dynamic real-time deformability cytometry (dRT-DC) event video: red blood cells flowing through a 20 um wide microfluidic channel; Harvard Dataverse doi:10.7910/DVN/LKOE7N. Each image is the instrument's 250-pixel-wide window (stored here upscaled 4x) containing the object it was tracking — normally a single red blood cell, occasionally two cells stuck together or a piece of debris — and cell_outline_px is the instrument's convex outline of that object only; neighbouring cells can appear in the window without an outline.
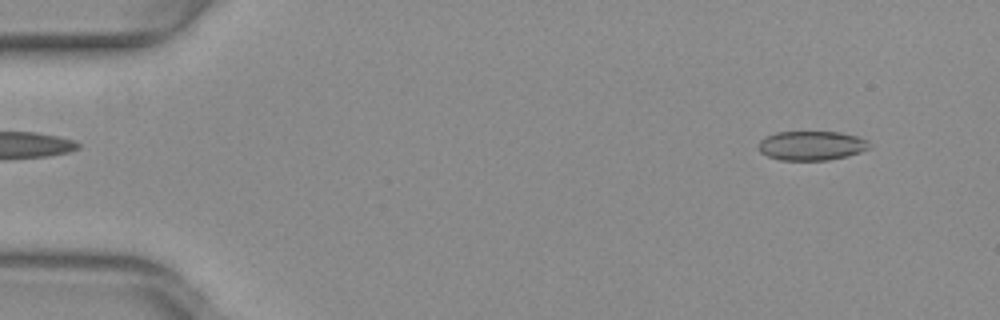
{"species": "common noctule bat (a hibernating species)", "species_latin": "Nyctalus noctula", "temperature_condition": "warm", "stored_images_in_passage": 51, "camera_frame_rate_fps": 3000, "um_per_image_px": 0.085, "animal": {"sex": "female", "body_mass_g": 29.2, "forearm_length_mm": 56.3}, "frame": {"image": 1, "passage_image": 4, "time_ms": 1.0, "image_size_px": [1000, 320], "cell_outline_px": [[872, 148], [848, 156], [828, 160], [780, 160], [768, 156], [760, 152], [760, 140], [776, 132], [840, 132], [856, 136], [868, 140]], "centroid_in_image_um": [69.03, 12.38], "position_along_channel_um": 16.0, "area_um2": 18.9}}
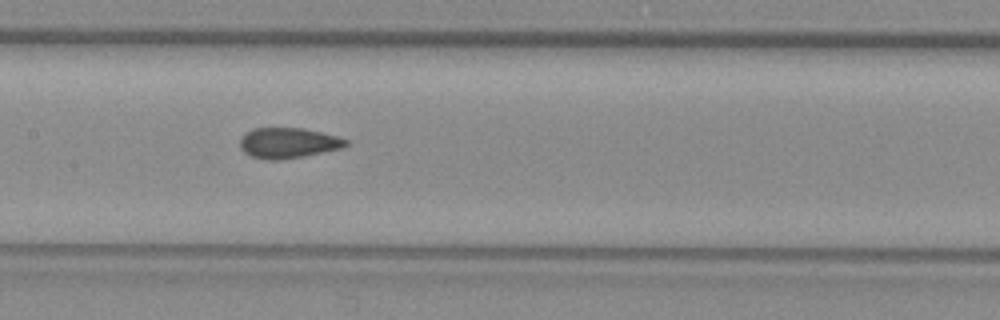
{"frame": {"image": 2, "passage_image": 25, "time_ms": 8.0, "image_size_px": [1000, 320], "cell_outline_px": [[348, 144], [344, 148], [304, 156], [280, 160], [268, 160], [252, 156], [244, 152], [240, 148], [240, 136], [252, 128], [304, 128], [336, 136], [348, 140]], "centroid_in_image_um": [24.48, 12.15], "position_along_channel_um": 182.9, "area_um2": 18.9}}
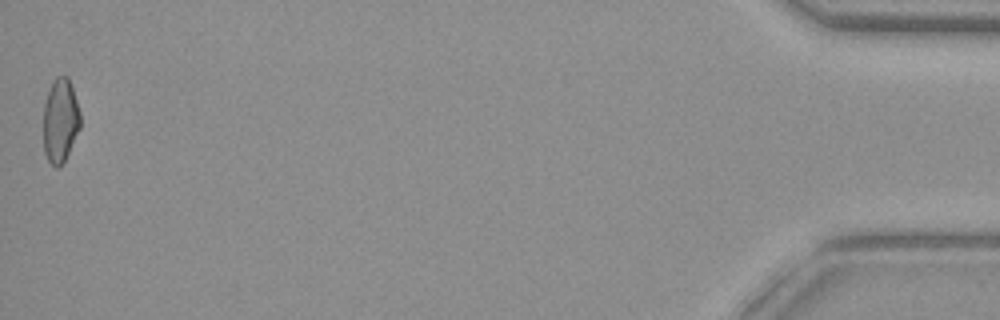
{"frame": {"image": 3, "passage_image": 51, "time_ms": 16.667, "image_size_px": [1000, 320], "cell_outline_px": [[80, 128], [64, 160], [56, 168], [48, 160], [44, 152], [44, 104], [52, 80], [56, 76], [68, 76], [80, 112]], "centroid_in_image_um": [5.12, 10.21], "position_along_channel_um": 430.1, "area_um2": 17.8}, "authors_computed_cell_mechanics": {"area_um2": 18.9584, "velocity_mm_per_s": 4.0127, "shape_relaxation_time_tau1_ms": null, "shape_relaxation_time_tau2_ms": 1.2058, "deformation_change_tau1": null, "deformation_change_tau2": 0.079}}